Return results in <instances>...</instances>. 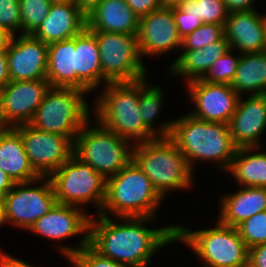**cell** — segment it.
I'll return each mask as SVG.
<instances>
[{"label":"cell","instance_id":"d6986e66","mask_svg":"<svg viewBox=\"0 0 266 267\" xmlns=\"http://www.w3.org/2000/svg\"><path fill=\"white\" fill-rule=\"evenodd\" d=\"M263 16L256 8L229 13L224 31L230 48L236 49L240 54L265 51Z\"/></svg>","mask_w":266,"mask_h":267},{"label":"cell","instance_id":"5b68a950","mask_svg":"<svg viewBox=\"0 0 266 267\" xmlns=\"http://www.w3.org/2000/svg\"><path fill=\"white\" fill-rule=\"evenodd\" d=\"M162 201L151 180L131 159L116 175L106 179V196L99 214L156 218Z\"/></svg>","mask_w":266,"mask_h":267},{"label":"cell","instance_id":"7dc6e473","mask_svg":"<svg viewBox=\"0 0 266 267\" xmlns=\"http://www.w3.org/2000/svg\"><path fill=\"white\" fill-rule=\"evenodd\" d=\"M7 223L5 207L3 203H0V227Z\"/></svg>","mask_w":266,"mask_h":267},{"label":"cell","instance_id":"6da1fadb","mask_svg":"<svg viewBox=\"0 0 266 267\" xmlns=\"http://www.w3.org/2000/svg\"><path fill=\"white\" fill-rule=\"evenodd\" d=\"M91 217L89 245L100 255L132 267H149L157 249L175 242L176 225L150 229L151 217ZM123 221V222H122ZM119 222V223H118Z\"/></svg>","mask_w":266,"mask_h":267},{"label":"cell","instance_id":"8d00e7d4","mask_svg":"<svg viewBox=\"0 0 266 267\" xmlns=\"http://www.w3.org/2000/svg\"><path fill=\"white\" fill-rule=\"evenodd\" d=\"M173 15L181 39L185 38L203 24L202 21L196 17L186 16L179 7H173Z\"/></svg>","mask_w":266,"mask_h":267},{"label":"cell","instance_id":"1f68e13d","mask_svg":"<svg viewBox=\"0 0 266 267\" xmlns=\"http://www.w3.org/2000/svg\"><path fill=\"white\" fill-rule=\"evenodd\" d=\"M233 49L227 50L208 69L201 80L209 83L231 84L238 67L240 53L233 54Z\"/></svg>","mask_w":266,"mask_h":267},{"label":"cell","instance_id":"ba28073f","mask_svg":"<svg viewBox=\"0 0 266 267\" xmlns=\"http://www.w3.org/2000/svg\"><path fill=\"white\" fill-rule=\"evenodd\" d=\"M90 120L75 138L73 154L107 179L116 175L132 159L133 145L96 119L92 126Z\"/></svg>","mask_w":266,"mask_h":267},{"label":"cell","instance_id":"7402d4cb","mask_svg":"<svg viewBox=\"0 0 266 267\" xmlns=\"http://www.w3.org/2000/svg\"><path fill=\"white\" fill-rule=\"evenodd\" d=\"M220 207L218 221L236 228L249 217L266 210V188L241 186L237 192L223 195Z\"/></svg>","mask_w":266,"mask_h":267},{"label":"cell","instance_id":"5bb4252c","mask_svg":"<svg viewBox=\"0 0 266 267\" xmlns=\"http://www.w3.org/2000/svg\"><path fill=\"white\" fill-rule=\"evenodd\" d=\"M47 79L10 81L0 89V126L29 124L50 89Z\"/></svg>","mask_w":266,"mask_h":267},{"label":"cell","instance_id":"c3c4849f","mask_svg":"<svg viewBox=\"0 0 266 267\" xmlns=\"http://www.w3.org/2000/svg\"><path fill=\"white\" fill-rule=\"evenodd\" d=\"M75 0H50L51 4L74 3Z\"/></svg>","mask_w":266,"mask_h":267},{"label":"cell","instance_id":"f1b7e54d","mask_svg":"<svg viewBox=\"0 0 266 267\" xmlns=\"http://www.w3.org/2000/svg\"><path fill=\"white\" fill-rule=\"evenodd\" d=\"M148 81L147 77L140 80L139 107L142 121L156 137H169L174 122L173 119L154 127L156 117L162 109L164 91L158 85L148 84Z\"/></svg>","mask_w":266,"mask_h":267},{"label":"cell","instance_id":"ee69618b","mask_svg":"<svg viewBox=\"0 0 266 267\" xmlns=\"http://www.w3.org/2000/svg\"><path fill=\"white\" fill-rule=\"evenodd\" d=\"M102 0H75V4L79 9L87 15L94 7H96Z\"/></svg>","mask_w":266,"mask_h":267},{"label":"cell","instance_id":"60d3db41","mask_svg":"<svg viewBox=\"0 0 266 267\" xmlns=\"http://www.w3.org/2000/svg\"><path fill=\"white\" fill-rule=\"evenodd\" d=\"M0 267H35L31 264L21 260L20 258L13 257L12 255L0 252Z\"/></svg>","mask_w":266,"mask_h":267},{"label":"cell","instance_id":"cb8c5ba5","mask_svg":"<svg viewBox=\"0 0 266 267\" xmlns=\"http://www.w3.org/2000/svg\"><path fill=\"white\" fill-rule=\"evenodd\" d=\"M77 89L86 92L101 85V64L95 34L87 27L75 36Z\"/></svg>","mask_w":266,"mask_h":267},{"label":"cell","instance_id":"7bdbcfd3","mask_svg":"<svg viewBox=\"0 0 266 267\" xmlns=\"http://www.w3.org/2000/svg\"><path fill=\"white\" fill-rule=\"evenodd\" d=\"M14 185V181L0 169V203H3L4 195L9 192Z\"/></svg>","mask_w":266,"mask_h":267},{"label":"cell","instance_id":"ab89813d","mask_svg":"<svg viewBox=\"0 0 266 267\" xmlns=\"http://www.w3.org/2000/svg\"><path fill=\"white\" fill-rule=\"evenodd\" d=\"M229 13L254 10L255 0H224Z\"/></svg>","mask_w":266,"mask_h":267},{"label":"cell","instance_id":"f6af8a7d","mask_svg":"<svg viewBox=\"0 0 266 267\" xmlns=\"http://www.w3.org/2000/svg\"><path fill=\"white\" fill-rule=\"evenodd\" d=\"M12 35L9 34L3 27H0V51L6 49Z\"/></svg>","mask_w":266,"mask_h":267},{"label":"cell","instance_id":"b9f144b4","mask_svg":"<svg viewBox=\"0 0 266 267\" xmlns=\"http://www.w3.org/2000/svg\"><path fill=\"white\" fill-rule=\"evenodd\" d=\"M10 82L6 49L0 51V89Z\"/></svg>","mask_w":266,"mask_h":267},{"label":"cell","instance_id":"bcb514c9","mask_svg":"<svg viewBox=\"0 0 266 267\" xmlns=\"http://www.w3.org/2000/svg\"><path fill=\"white\" fill-rule=\"evenodd\" d=\"M184 0H162V5L164 7H178L182 4Z\"/></svg>","mask_w":266,"mask_h":267},{"label":"cell","instance_id":"44dd1931","mask_svg":"<svg viewBox=\"0 0 266 267\" xmlns=\"http://www.w3.org/2000/svg\"><path fill=\"white\" fill-rule=\"evenodd\" d=\"M86 16L87 28L92 32L138 33L140 18L126 0H102Z\"/></svg>","mask_w":266,"mask_h":267},{"label":"cell","instance_id":"30bf717a","mask_svg":"<svg viewBox=\"0 0 266 267\" xmlns=\"http://www.w3.org/2000/svg\"><path fill=\"white\" fill-rule=\"evenodd\" d=\"M99 46L101 85L133 82L147 77V68L138 48L137 35L93 32Z\"/></svg>","mask_w":266,"mask_h":267},{"label":"cell","instance_id":"4dcf8cb0","mask_svg":"<svg viewBox=\"0 0 266 267\" xmlns=\"http://www.w3.org/2000/svg\"><path fill=\"white\" fill-rule=\"evenodd\" d=\"M21 34H33L48 15L50 0H19Z\"/></svg>","mask_w":266,"mask_h":267},{"label":"cell","instance_id":"e0dca14e","mask_svg":"<svg viewBox=\"0 0 266 267\" xmlns=\"http://www.w3.org/2000/svg\"><path fill=\"white\" fill-rule=\"evenodd\" d=\"M137 41L141 58L181 49L182 39L175 24L173 7L162 6L141 17Z\"/></svg>","mask_w":266,"mask_h":267},{"label":"cell","instance_id":"2e32d148","mask_svg":"<svg viewBox=\"0 0 266 267\" xmlns=\"http://www.w3.org/2000/svg\"><path fill=\"white\" fill-rule=\"evenodd\" d=\"M16 36L6 47L10 81L47 79L48 45L32 34Z\"/></svg>","mask_w":266,"mask_h":267},{"label":"cell","instance_id":"603a6c76","mask_svg":"<svg viewBox=\"0 0 266 267\" xmlns=\"http://www.w3.org/2000/svg\"><path fill=\"white\" fill-rule=\"evenodd\" d=\"M0 169L14 183L29 182L40 177L30 165L22 138L13 127L0 129Z\"/></svg>","mask_w":266,"mask_h":267},{"label":"cell","instance_id":"f35d334b","mask_svg":"<svg viewBox=\"0 0 266 267\" xmlns=\"http://www.w3.org/2000/svg\"><path fill=\"white\" fill-rule=\"evenodd\" d=\"M248 265L250 267H266V243L249 249Z\"/></svg>","mask_w":266,"mask_h":267},{"label":"cell","instance_id":"83f0119b","mask_svg":"<svg viewBox=\"0 0 266 267\" xmlns=\"http://www.w3.org/2000/svg\"><path fill=\"white\" fill-rule=\"evenodd\" d=\"M240 96L266 94V51L240 54L236 75L230 84Z\"/></svg>","mask_w":266,"mask_h":267},{"label":"cell","instance_id":"d590c367","mask_svg":"<svg viewBox=\"0 0 266 267\" xmlns=\"http://www.w3.org/2000/svg\"><path fill=\"white\" fill-rule=\"evenodd\" d=\"M0 27L12 36L17 35L18 31V34H21L19 0H0Z\"/></svg>","mask_w":266,"mask_h":267},{"label":"cell","instance_id":"f546056e","mask_svg":"<svg viewBox=\"0 0 266 267\" xmlns=\"http://www.w3.org/2000/svg\"><path fill=\"white\" fill-rule=\"evenodd\" d=\"M178 7L186 16L196 17L207 24L225 26L229 15L224 0H184Z\"/></svg>","mask_w":266,"mask_h":267},{"label":"cell","instance_id":"e575fe53","mask_svg":"<svg viewBox=\"0 0 266 267\" xmlns=\"http://www.w3.org/2000/svg\"><path fill=\"white\" fill-rule=\"evenodd\" d=\"M70 267H132L104 257L96 252L89 244L70 257Z\"/></svg>","mask_w":266,"mask_h":267},{"label":"cell","instance_id":"4fadbf2b","mask_svg":"<svg viewBox=\"0 0 266 267\" xmlns=\"http://www.w3.org/2000/svg\"><path fill=\"white\" fill-rule=\"evenodd\" d=\"M13 128L20 134L30 165L40 177H49L73 155L74 142L68 136L40 131L30 124Z\"/></svg>","mask_w":266,"mask_h":267},{"label":"cell","instance_id":"7a4b0ae2","mask_svg":"<svg viewBox=\"0 0 266 267\" xmlns=\"http://www.w3.org/2000/svg\"><path fill=\"white\" fill-rule=\"evenodd\" d=\"M173 120L169 138L184 154L191 170L194 172L196 161H212L226 173L237 149L229 125L204 121L190 114Z\"/></svg>","mask_w":266,"mask_h":267},{"label":"cell","instance_id":"484cf974","mask_svg":"<svg viewBox=\"0 0 266 267\" xmlns=\"http://www.w3.org/2000/svg\"><path fill=\"white\" fill-rule=\"evenodd\" d=\"M47 80L51 87L77 89L75 37L48 45Z\"/></svg>","mask_w":266,"mask_h":267},{"label":"cell","instance_id":"277c9868","mask_svg":"<svg viewBox=\"0 0 266 267\" xmlns=\"http://www.w3.org/2000/svg\"><path fill=\"white\" fill-rule=\"evenodd\" d=\"M132 160L163 199L172 190H186L194 184L186 157L169 137L133 144Z\"/></svg>","mask_w":266,"mask_h":267},{"label":"cell","instance_id":"9a60e30c","mask_svg":"<svg viewBox=\"0 0 266 267\" xmlns=\"http://www.w3.org/2000/svg\"><path fill=\"white\" fill-rule=\"evenodd\" d=\"M190 101L195 104L191 116L214 123L228 124L240 95L230 84L209 83L196 79L186 83Z\"/></svg>","mask_w":266,"mask_h":267},{"label":"cell","instance_id":"7c38bea8","mask_svg":"<svg viewBox=\"0 0 266 267\" xmlns=\"http://www.w3.org/2000/svg\"><path fill=\"white\" fill-rule=\"evenodd\" d=\"M86 210L76 206L56 203L54 207L44 216L39 218L28 231L36 233L51 241H64L69 237L84 234L79 241L78 247L68 245L58 246L63 257L69 259L85 245L89 244V225L92 215L85 213Z\"/></svg>","mask_w":266,"mask_h":267},{"label":"cell","instance_id":"4316f807","mask_svg":"<svg viewBox=\"0 0 266 267\" xmlns=\"http://www.w3.org/2000/svg\"><path fill=\"white\" fill-rule=\"evenodd\" d=\"M258 150L259 147L236 149L227 172L240 186L266 188V152Z\"/></svg>","mask_w":266,"mask_h":267},{"label":"cell","instance_id":"8992f818","mask_svg":"<svg viewBox=\"0 0 266 267\" xmlns=\"http://www.w3.org/2000/svg\"><path fill=\"white\" fill-rule=\"evenodd\" d=\"M191 248L203 267H246L249 249L237 228L221 224L218 220L210 229L191 230L176 224L175 242ZM206 264V265H205Z\"/></svg>","mask_w":266,"mask_h":267},{"label":"cell","instance_id":"836d02e7","mask_svg":"<svg viewBox=\"0 0 266 267\" xmlns=\"http://www.w3.org/2000/svg\"><path fill=\"white\" fill-rule=\"evenodd\" d=\"M224 35V25L203 23L182 39L181 49H201L212 42L220 40Z\"/></svg>","mask_w":266,"mask_h":267},{"label":"cell","instance_id":"9c48e42d","mask_svg":"<svg viewBox=\"0 0 266 267\" xmlns=\"http://www.w3.org/2000/svg\"><path fill=\"white\" fill-rule=\"evenodd\" d=\"M48 178L58 203L81 209L94 203L100 213L106 196V179L89 164L73 154Z\"/></svg>","mask_w":266,"mask_h":267},{"label":"cell","instance_id":"8fae6325","mask_svg":"<svg viewBox=\"0 0 266 267\" xmlns=\"http://www.w3.org/2000/svg\"><path fill=\"white\" fill-rule=\"evenodd\" d=\"M40 181L43 183L41 184ZM38 182L39 185L34 186ZM56 203L57 199L48 177L14 183L12 189L3 198L8 224L26 231L39 218L47 214Z\"/></svg>","mask_w":266,"mask_h":267},{"label":"cell","instance_id":"681fc988","mask_svg":"<svg viewBox=\"0 0 266 267\" xmlns=\"http://www.w3.org/2000/svg\"><path fill=\"white\" fill-rule=\"evenodd\" d=\"M263 24H264V29H265V40H266V14L263 16ZM265 51H266V45H265Z\"/></svg>","mask_w":266,"mask_h":267},{"label":"cell","instance_id":"ac0fdd59","mask_svg":"<svg viewBox=\"0 0 266 267\" xmlns=\"http://www.w3.org/2000/svg\"><path fill=\"white\" fill-rule=\"evenodd\" d=\"M228 125L237 148H261L260 137L266 130V94H250L245 100L240 96Z\"/></svg>","mask_w":266,"mask_h":267},{"label":"cell","instance_id":"d6a6232c","mask_svg":"<svg viewBox=\"0 0 266 267\" xmlns=\"http://www.w3.org/2000/svg\"><path fill=\"white\" fill-rule=\"evenodd\" d=\"M236 228L248 249L266 243V210L254 214Z\"/></svg>","mask_w":266,"mask_h":267},{"label":"cell","instance_id":"d4e9b609","mask_svg":"<svg viewBox=\"0 0 266 267\" xmlns=\"http://www.w3.org/2000/svg\"><path fill=\"white\" fill-rule=\"evenodd\" d=\"M229 49V42L224 35L201 49L182 50L183 53L171 63L168 72L183 77L185 84L201 79L210 66Z\"/></svg>","mask_w":266,"mask_h":267},{"label":"cell","instance_id":"52a82bcc","mask_svg":"<svg viewBox=\"0 0 266 267\" xmlns=\"http://www.w3.org/2000/svg\"><path fill=\"white\" fill-rule=\"evenodd\" d=\"M86 92L76 88L50 87L29 123L35 129L68 136L73 142L91 118Z\"/></svg>","mask_w":266,"mask_h":267},{"label":"cell","instance_id":"3957f363","mask_svg":"<svg viewBox=\"0 0 266 267\" xmlns=\"http://www.w3.org/2000/svg\"><path fill=\"white\" fill-rule=\"evenodd\" d=\"M106 86V87H105ZM94 100V118L108 130L129 140L132 145L157 138L140 114V80L109 82Z\"/></svg>","mask_w":266,"mask_h":267},{"label":"cell","instance_id":"74e56055","mask_svg":"<svg viewBox=\"0 0 266 267\" xmlns=\"http://www.w3.org/2000/svg\"><path fill=\"white\" fill-rule=\"evenodd\" d=\"M132 11L141 18L151 11L162 7V0H126Z\"/></svg>","mask_w":266,"mask_h":267},{"label":"cell","instance_id":"ffe728a7","mask_svg":"<svg viewBox=\"0 0 266 267\" xmlns=\"http://www.w3.org/2000/svg\"><path fill=\"white\" fill-rule=\"evenodd\" d=\"M86 27L87 16L75 3L51 4L47 17L32 35L49 45L71 39Z\"/></svg>","mask_w":266,"mask_h":267}]
</instances>
